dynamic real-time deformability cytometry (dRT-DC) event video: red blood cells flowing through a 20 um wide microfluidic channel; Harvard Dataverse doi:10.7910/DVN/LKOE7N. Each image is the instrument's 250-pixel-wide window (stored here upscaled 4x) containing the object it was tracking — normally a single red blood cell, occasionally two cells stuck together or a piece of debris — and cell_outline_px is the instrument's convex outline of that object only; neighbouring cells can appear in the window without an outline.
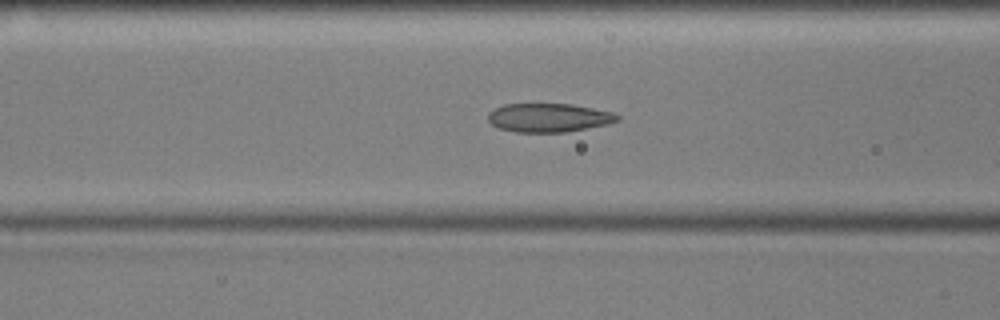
{"species": "common noctule bat (a hibernating species)", "species_latin": "Nyctalus noctula", "temperature_condition": "cold", "stored_images_in_passage": 29, "camera_frame_rate_fps": 3000, "um_per_image_px": 0.085, "animal": {"sex": "male", "body_mass_g": 17.9, "forearm_length_mm": 54.2}, "frame": {"image": 1, "passage_image": 21, "time_ms": 6.667, "image_size_px": [1000, 320], "cell_outline_px": [[620, 120], [608, 124], [564, 132], [516, 132], [500, 128], [492, 124], [488, 120], [488, 112], [504, 104], [572, 104], [612, 112], [620, 116]], "centroid_in_image_um": [46.65, 10.0], "position_along_channel_um": 120.0, "area_um2": 21.5}}
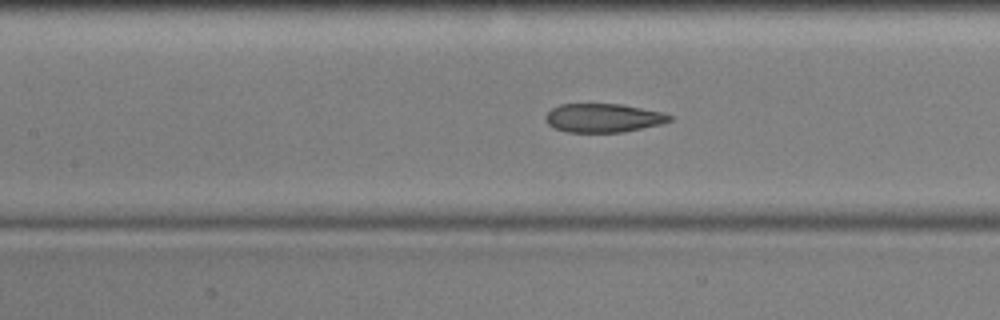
{"frame": {"image": 2, "passage_image": 24, "time_ms": 7.667, "image_size_px": [1000, 320], "cell_outline_px": [[672, 120], [660, 124], [620, 132], [568, 132], [556, 128], [548, 124], [544, 120], [544, 116], [552, 108], [560, 104], [620, 104], [664, 112], [672, 116]], "centroid_in_image_um": [51.26, 10.01], "position_along_channel_um": 156.1, "area_um2": 20.63}}
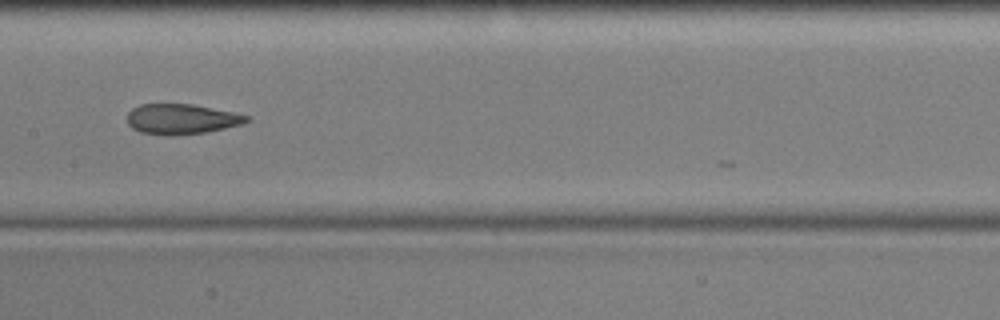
{"frame": {"image": 3, "passage_image": 27, "time_ms": 8.667, "image_size_px": [1000, 320], "cell_outline_px": [[248, 120], [244, 124], [204, 132], [168, 136], [140, 132], [132, 128], [128, 124], [128, 112], [132, 108], [140, 104], [192, 104], [232, 112], [248, 116]], "centroid_in_image_um": [15.39, 10.12], "position_along_channel_um": 192.0, "area_um2": 20.87}}